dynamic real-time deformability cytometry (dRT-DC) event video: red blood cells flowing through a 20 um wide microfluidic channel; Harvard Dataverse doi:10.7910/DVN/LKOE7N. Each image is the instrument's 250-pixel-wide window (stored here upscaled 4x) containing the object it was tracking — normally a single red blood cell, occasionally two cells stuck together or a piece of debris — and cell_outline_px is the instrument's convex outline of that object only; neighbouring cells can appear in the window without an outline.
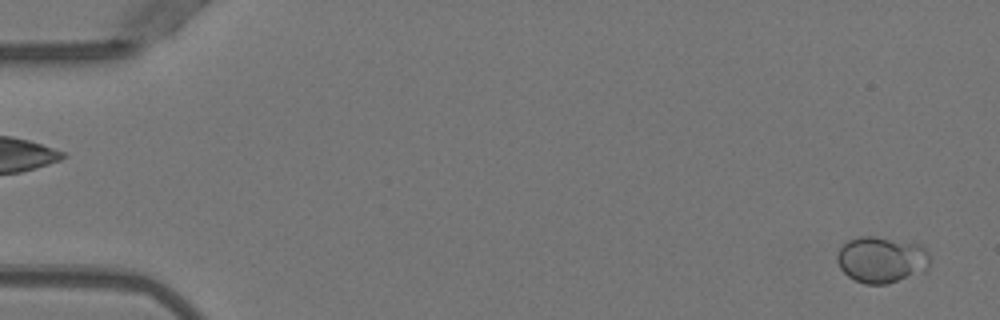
{"species": "Egyptian fruit bat (a non-hibernating species)", "species_latin": "Rousettus aegyptiacus", "temperature_condition": "warm", "stored_images_in_passage": 4, "segment_of_instrument_passage": [2, 2], "camera_frame_rate_fps": 3000, "um_per_image_px": 0.085, "animal": {"sex": "female"}, "frame": {"image": 1, "passage_image": 4, "time_ms": 1.0, "image_size_px": [1000, 320], "cell_outline_px": [[928, 264], [924, 272], [888, 284], [864, 284], [848, 276], [840, 268], [836, 260], [836, 256], [840, 248], [848, 240], [860, 236], [876, 236], [920, 244], [928, 252]], "centroid_in_image_um": [74.91, 22.07], "position_along_channel_um": 10.1, "area_um2": 25.09}}